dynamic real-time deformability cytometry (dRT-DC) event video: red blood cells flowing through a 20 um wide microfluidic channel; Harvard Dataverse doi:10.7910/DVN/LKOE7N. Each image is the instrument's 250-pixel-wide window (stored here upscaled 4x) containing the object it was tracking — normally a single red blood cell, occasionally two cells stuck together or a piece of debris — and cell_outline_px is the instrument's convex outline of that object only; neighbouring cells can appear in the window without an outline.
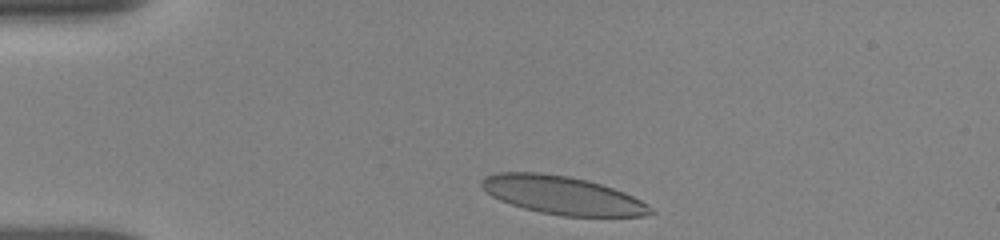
{"species": "human", "species_latin": "Homo sapiens", "temperature_condition": "room temperature", "stored_images_in_passage": 55, "camera_frame_rate_fps": 3000, "um_per_image_px": 0.085, "donor": {"sex": "female"}, "frame": {"image": 1, "passage_image": 3, "time_ms": 0.333, "image_size_px": [1000, 240], "cell_outline_px": [[656, 212], [644, 216], [564, 216], [540, 212], [524, 208], [500, 200], [492, 196], [480, 184], [480, 180], [484, 176], [496, 172], [540, 172], [568, 176], [588, 180], [624, 192], [648, 204]], "centroid_in_image_um": [47.8, 16.59], "position_along_channel_um": 37.2, "area_um2": 37.51}}
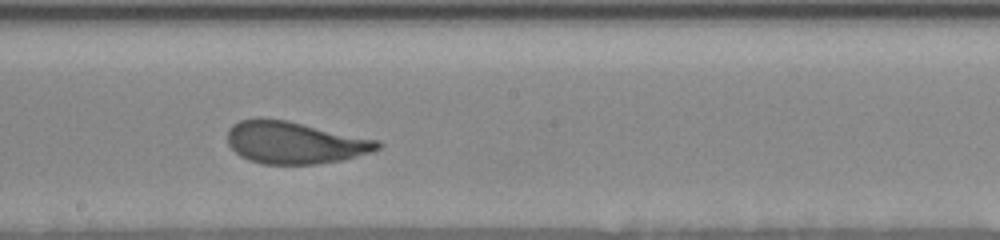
{"frame": {"image": 2, "passage_image": 33, "time_ms": 6.333, "image_size_px": [1000, 240], "cell_outline_px": [[384, 144], [380, 148], [372, 152], [340, 160], [316, 164], [264, 164], [248, 160], [240, 156], [228, 144], [228, 128], [232, 124], [240, 120], [260, 116], [288, 120], [376, 140]], "centroid_in_image_um": [25.0, 12.1], "position_along_channel_um": 223.2, "area_um2": 37.05}}
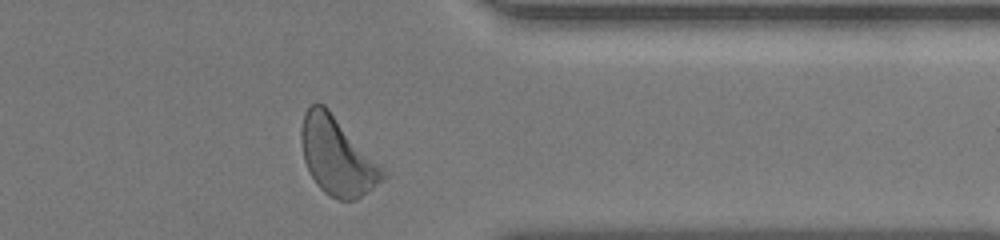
{"frame": {"image": 3, "passage_image": 55, "time_ms": 10.667, "image_size_px": [1000, 240], "cell_outline_px": [[388, 176], [384, 180], [356, 200], [340, 200], [324, 192], [316, 184], [304, 160], [300, 140], [300, 128], [304, 112], [316, 100], [324, 104], [384, 164], [388, 172]], "centroid_in_image_um": [28.72, 13.24], "position_along_channel_um": 382.7, "area_um2": 37.97}, "authors_computed_cell_mechanics": {"area_um2": 37.1076, "velocity_mm_per_s": 3.8171, "shape_relaxation_time_tau1_ms": 3.3459, "shape_relaxation_time_tau2_ms": null, "deformation_change_tau1": 0.1452, "deformation_change_tau2": null}}